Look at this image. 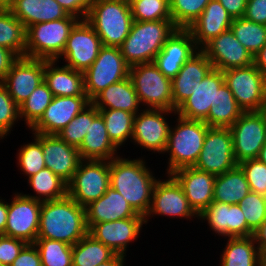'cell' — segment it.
Instances as JSON below:
<instances>
[{"label":"cell","mask_w":266,"mask_h":266,"mask_svg":"<svg viewBox=\"0 0 266 266\" xmlns=\"http://www.w3.org/2000/svg\"><path fill=\"white\" fill-rule=\"evenodd\" d=\"M124 257L123 255L115 254L110 260L100 263L97 266H123Z\"/></svg>","instance_id":"cell-59"},{"label":"cell","mask_w":266,"mask_h":266,"mask_svg":"<svg viewBox=\"0 0 266 266\" xmlns=\"http://www.w3.org/2000/svg\"><path fill=\"white\" fill-rule=\"evenodd\" d=\"M91 103L97 109H119L136 115L139 113L140 100L131 78L127 77L118 83L109 85Z\"/></svg>","instance_id":"cell-32"},{"label":"cell","mask_w":266,"mask_h":266,"mask_svg":"<svg viewBox=\"0 0 266 266\" xmlns=\"http://www.w3.org/2000/svg\"><path fill=\"white\" fill-rule=\"evenodd\" d=\"M42 266H73V246L57 240L36 239Z\"/></svg>","instance_id":"cell-42"},{"label":"cell","mask_w":266,"mask_h":266,"mask_svg":"<svg viewBox=\"0 0 266 266\" xmlns=\"http://www.w3.org/2000/svg\"><path fill=\"white\" fill-rule=\"evenodd\" d=\"M15 0H0V9H10Z\"/></svg>","instance_id":"cell-61"},{"label":"cell","mask_w":266,"mask_h":266,"mask_svg":"<svg viewBox=\"0 0 266 266\" xmlns=\"http://www.w3.org/2000/svg\"><path fill=\"white\" fill-rule=\"evenodd\" d=\"M212 69V63L201 49L184 63L171 79L173 111L192 95L195 83L201 82Z\"/></svg>","instance_id":"cell-26"},{"label":"cell","mask_w":266,"mask_h":266,"mask_svg":"<svg viewBox=\"0 0 266 266\" xmlns=\"http://www.w3.org/2000/svg\"><path fill=\"white\" fill-rule=\"evenodd\" d=\"M233 137V154L239 164L257 159L266 142V121L260 111L243 112L230 127Z\"/></svg>","instance_id":"cell-12"},{"label":"cell","mask_w":266,"mask_h":266,"mask_svg":"<svg viewBox=\"0 0 266 266\" xmlns=\"http://www.w3.org/2000/svg\"><path fill=\"white\" fill-rule=\"evenodd\" d=\"M198 217L206 219L210 228L219 236L248 237L254 234L247 226L239 204L230 205L213 201Z\"/></svg>","instance_id":"cell-24"},{"label":"cell","mask_w":266,"mask_h":266,"mask_svg":"<svg viewBox=\"0 0 266 266\" xmlns=\"http://www.w3.org/2000/svg\"><path fill=\"white\" fill-rule=\"evenodd\" d=\"M53 97L47 83L43 81L19 106V116L20 118H25L29 128L41 118L47 106L52 102Z\"/></svg>","instance_id":"cell-41"},{"label":"cell","mask_w":266,"mask_h":266,"mask_svg":"<svg viewBox=\"0 0 266 266\" xmlns=\"http://www.w3.org/2000/svg\"><path fill=\"white\" fill-rule=\"evenodd\" d=\"M129 68L119 47L103 46L93 64L83 72L88 99L92 101L109 85L129 77Z\"/></svg>","instance_id":"cell-8"},{"label":"cell","mask_w":266,"mask_h":266,"mask_svg":"<svg viewBox=\"0 0 266 266\" xmlns=\"http://www.w3.org/2000/svg\"><path fill=\"white\" fill-rule=\"evenodd\" d=\"M250 192L246 176L239 165L217 175L214 183L213 201L238 204Z\"/></svg>","instance_id":"cell-33"},{"label":"cell","mask_w":266,"mask_h":266,"mask_svg":"<svg viewBox=\"0 0 266 266\" xmlns=\"http://www.w3.org/2000/svg\"><path fill=\"white\" fill-rule=\"evenodd\" d=\"M11 266H42L40 254L34 243H27Z\"/></svg>","instance_id":"cell-51"},{"label":"cell","mask_w":266,"mask_h":266,"mask_svg":"<svg viewBox=\"0 0 266 266\" xmlns=\"http://www.w3.org/2000/svg\"><path fill=\"white\" fill-rule=\"evenodd\" d=\"M223 83V72L212 69L201 82L195 83L192 95L176 109V114L185 119L204 121L210 107L217 105L219 87Z\"/></svg>","instance_id":"cell-16"},{"label":"cell","mask_w":266,"mask_h":266,"mask_svg":"<svg viewBox=\"0 0 266 266\" xmlns=\"http://www.w3.org/2000/svg\"><path fill=\"white\" fill-rule=\"evenodd\" d=\"M177 27L172 19L133 21L129 35L119 46L129 66L152 63Z\"/></svg>","instance_id":"cell-3"},{"label":"cell","mask_w":266,"mask_h":266,"mask_svg":"<svg viewBox=\"0 0 266 266\" xmlns=\"http://www.w3.org/2000/svg\"><path fill=\"white\" fill-rule=\"evenodd\" d=\"M261 266H266V251L261 253Z\"/></svg>","instance_id":"cell-63"},{"label":"cell","mask_w":266,"mask_h":266,"mask_svg":"<svg viewBox=\"0 0 266 266\" xmlns=\"http://www.w3.org/2000/svg\"><path fill=\"white\" fill-rule=\"evenodd\" d=\"M232 22V16L221 3L218 0H210L188 30L191 32L197 47L202 49L213 38L230 29Z\"/></svg>","instance_id":"cell-28"},{"label":"cell","mask_w":266,"mask_h":266,"mask_svg":"<svg viewBox=\"0 0 266 266\" xmlns=\"http://www.w3.org/2000/svg\"><path fill=\"white\" fill-rule=\"evenodd\" d=\"M232 18L243 17L246 10L247 0H218Z\"/></svg>","instance_id":"cell-55"},{"label":"cell","mask_w":266,"mask_h":266,"mask_svg":"<svg viewBox=\"0 0 266 266\" xmlns=\"http://www.w3.org/2000/svg\"><path fill=\"white\" fill-rule=\"evenodd\" d=\"M19 57L8 48L0 46V82H2L11 69L12 64Z\"/></svg>","instance_id":"cell-54"},{"label":"cell","mask_w":266,"mask_h":266,"mask_svg":"<svg viewBox=\"0 0 266 266\" xmlns=\"http://www.w3.org/2000/svg\"><path fill=\"white\" fill-rule=\"evenodd\" d=\"M129 77L140 103H146L147 107L152 109L173 111L171 79L166 77L154 62L130 66Z\"/></svg>","instance_id":"cell-7"},{"label":"cell","mask_w":266,"mask_h":266,"mask_svg":"<svg viewBox=\"0 0 266 266\" xmlns=\"http://www.w3.org/2000/svg\"><path fill=\"white\" fill-rule=\"evenodd\" d=\"M210 0H171L170 15L177 28L188 29Z\"/></svg>","instance_id":"cell-44"},{"label":"cell","mask_w":266,"mask_h":266,"mask_svg":"<svg viewBox=\"0 0 266 266\" xmlns=\"http://www.w3.org/2000/svg\"><path fill=\"white\" fill-rule=\"evenodd\" d=\"M163 1H165L170 6L171 0H163Z\"/></svg>","instance_id":"cell-64"},{"label":"cell","mask_w":266,"mask_h":266,"mask_svg":"<svg viewBox=\"0 0 266 266\" xmlns=\"http://www.w3.org/2000/svg\"><path fill=\"white\" fill-rule=\"evenodd\" d=\"M181 185L194 211L199 215L213 202L216 176L194 167H183L171 174Z\"/></svg>","instance_id":"cell-25"},{"label":"cell","mask_w":266,"mask_h":266,"mask_svg":"<svg viewBox=\"0 0 266 266\" xmlns=\"http://www.w3.org/2000/svg\"><path fill=\"white\" fill-rule=\"evenodd\" d=\"M242 113L243 110L237 104L233 93L223 83L219 87L218 103L210 107L204 122L209 127L230 128Z\"/></svg>","instance_id":"cell-35"},{"label":"cell","mask_w":266,"mask_h":266,"mask_svg":"<svg viewBox=\"0 0 266 266\" xmlns=\"http://www.w3.org/2000/svg\"><path fill=\"white\" fill-rule=\"evenodd\" d=\"M260 112L262 113V115L264 116L265 121H266V98H265V100H264V102L262 104Z\"/></svg>","instance_id":"cell-62"},{"label":"cell","mask_w":266,"mask_h":266,"mask_svg":"<svg viewBox=\"0 0 266 266\" xmlns=\"http://www.w3.org/2000/svg\"><path fill=\"white\" fill-rule=\"evenodd\" d=\"M45 60L19 57L1 82L13 101L20 106L44 81Z\"/></svg>","instance_id":"cell-15"},{"label":"cell","mask_w":266,"mask_h":266,"mask_svg":"<svg viewBox=\"0 0 266 266\" xmlns=\"http://www.w3.org/2000/svg\"><path fill=\"white\" fill-rule=\"evenodd\" d=\"M257 159L266 165V142L263 147L260 149Z\"/></svg>","instance_id":"cell-60"},{"label":"cell","mask_w":266,"mask_h":266,"mask_svg":"<svg viewBox=\"0 0 266 266\" xmlns=\"http://www.w3.org/2000/svg\"><path fill=\"white\" fill-rule=\"evenodd\" d=\"M56 1L69 15H72L78 19L86 18L90 4L92 2V0H56Z\"/></svg>","instance_id":"cell-53"},{"label":"cell","mask_w":266,"mask_h":266,"mask_svg":"<svg viewBox=\"0 0 266 266\" xmlns=\"http://www.w3.org/2000/svg\"><path fill=\"white\" fill-rule=\"evenodd\" d=\"M222 72L224 83L243 112L260 111L266 98V76L254 64Z\"/></svg>","instance_id":"cell-10"},{"label":"cell","mask_w":266,"mask_h":266,"mask_svg":"<svg viewBox=\"0 0 266 266\" xmlns=\"http://www.w3.org/2000/svg\"><path fill=\"white\" fill-rule=\"evenodd\" d=\"M85 215L88 230L100 222L144 217L137 214L126 199L112 187H109L102 197L85 206Z\"/></svg>","instance_id":"cell-27"},{"label":"cell","mask_w":266,"mask_h":266,"mask_svg":"<svg viewBox=\"0 0 266 266\" xmlns=\"http://www.w3.org/2000/svg\"><path fill=\"white\" fill-rule=\"evenodd\" d=\"M105 122L108 136L118 148L132 137L135 114L119 109H98Z\"/></svg>","instance_id":"cell-39"},{"label":"cell","mask_w":266,"mask_h":266,"mask_svg":"<svg viewBox=\"0 0 266 266\" xmlns=\"http://www.w3.org/2000/svg\"><path fill=\"white\" fill-rule=\"evenodd\" d=\"M9 10L25 28L69 15L56 0H15Z\"/></svg>","instance_id":"cell-29"},{"label":"cell","mask_w":266,"mask_h":266,"mask_svg":"<svg viewBox=\"0 0 266 266\" xmlns=\"http://www.w3.org/2000/svg\"><path fill=\"white\" fill-rule=\"evenodd\" d=\"M170 176V177H169ZM166 181L155 184L151 205L145 216V224L152 213L171 217L190 218L198 214L190 206L184 191L178 181L170 174Z\"/></svg>","instance_id":"cell-21"},{"label":"cell","mask_w":266,"mask_h":266,"mask_svg":"<svg viewBox=\"0 0 266 266\" xmlns=\"http://www.w3.org/2000/svg\"><path fill=\"white\" fill-rule=\"evenodd\" d=\"M237 165L233 154V137L230 128L210 127L193 167L217 176Z\"/></svg>","instance_id":"cell-11"},{"label":"cell","mask_w":266,"mask_h":266,"mask_svg":"<svg viewBox=\"0 0 266 266\" xmlns=\"http://www.w3.org/2000/svg\"><path fill=\"white\" fill-rule=\"evenodd\" d=\"M56 60H45L44 81L53 96H82L85 94L83 72L69 66L55 67Z\"/></svg>","instance_id":"cell-30"},{"label":"cell","mask_w":266,"mask_h":266,"mask_svg":"<svg viewBox=\"0 0 266 266\" xmlns=\"http://www.w3.org/2000/svg\"><path fill=\"white\" fill-rule=\"evenodd\" d=\"M145 217H130L116 221L94 224L88 233L97 241L109 247L115 254L125 256L129 242L136 240Z\"/></svg>","instance_id":"cell-23"},{"label":"cell","mask_w":266,"mask_h":266,"mask_svg":"<svg viewBox=\"0 0 266 266\" xmlns=\"http://www.w3.org/2000/svg\"><path fill=\"white\" fill-rule=\"evenodd\" d=\"M90 103L87 95L54 96L41 118L30 129L34 133L57 135Z\"/></svg>","instance_id":"cell-17"},{"label":"cell","mask_w":266,"mask_h":266,"mask_svg":"<svg viewBox=\"0 0 266 266\" xmlns=\"http://www.w3.org/2000/svg\"><path fill=\"white\" fill-rule=\"evenodd\" d=\"M253 237L255 239V244L258 243V248L260 253L266 251V220L261 224V226L254 232Z\"/></svg>","instance_id":"cell-56"},{"label":"cell","mask_w":266,"mask_h":266,"mask_svg":"<svg viewBox=\"0 0 266 266\" xmlns=\"http://www.w3.org/2000/svg\"><path fill=\"white\" fill-rule=\"evenodd\" d=\"M201 50L216 70L224 71L253 64V55L237 40L231 29L213 38Z\"/></svg>","instance_id":"cell-20"},{"label":"cell","mask_w":266,"mask_h":266,"mask_svg":"<svg viewBox=\"0 0 266 266\" xmlns=\"http://www.w3.org/2000/svg\"><path fill=\"white\" fill-rule=\"evenodd\" d=\"M110 187L108 160H81L67 184V195L81 206L102 197Z\"/></svg>","instance_id":"cell-9"},{"label":"cell","mask_w":266,"mask_h":266,"mask_svg":"<svg viewBox=\"0 0 266 266\" xmlns=\"http://www.w3.org/2000/svg\"><path fill=\"white\" fill-rule=\"evenodd\" d=\"M237 40L255 56L266 44V25L254 23L244 17L234 18L230 26Z\"/></svg>","instance_id":"cell-40"},{"label":"cell","mask_w":266,"mask_h":266,"mask_svg":"<svg viewBox=\"0 0 266 266\" xmlns=\"http://www.w3.org/2000/svg\"><path fill=\"white\" fill-rule=\"evenodd\" d=\"M133 21L172 19L170 6L163 0H129Z\"/></svg>","instance_id":"cell-45"},{"label":"cell","mask_w":266,"mask_h":266,"mask_svg":"<svg viewBox=\"0 0 266 266\" xmlns=\"http://www.w3.org/2000/svg\"><path fill=\"white\" fill-rule=\"evenodd\" d=\"M245 19L266 25V0H247Z\"/></svg>","instance_id":"cell-52"},{"label":"cell","mask_w":266,"mask_h":266,"mask_svg":"<svg viewBox=\"0 0 266 266\" xmlns=\"http://www.w3.org/2000/svg\"><path fill=\"white\" fill-rule=\"evenodd\" d=\"M253 236L229 237L221 266H261V253Z\"/></svg>","instance_id":"cell-34"},{"label":"cell","mask_w":266,"mask_h":266,"mask_svg":"<svg viewBox=\"0 0 266 266\" xmlns=\"http://www.w3.org/2000/svg\"><path fill=\"white\" fill-rule=\"evenodd\" d=\"M199 49L188 29L177 28L156 55L154 64L166 77L172 79Z\"/></svg>","instance_id":"cell-22"},{"label":"cell","mask_w":266,"mask_h":266,"mask_svg":"<svg viewBox=\"0 0 266 266\" xmlns=\"http://www.w3.org/2000/svg\"><path fill=\"white\" fill-rule=\"evenodd\" d=\"M78 151L83 160L110 161L116 158L117 147L110 140L104 119L100 114L93 121H89V129Z\"/></svg>","instance_id":"cell-31"},{"label":"cell","mask_w":266,"mask_h":266,"mask_svg":"<svg viewBox=\"0 0 266 266\" xmlns=\"http://www.w3.org/2000/svg\"><path fill=\"white\" fill-rule=\"evenodd\" d=\"M19 106L13 101L6 87L0 82V138L8 132L19 118ZM3 137V138H2Z\"/></svg>","instance_id":"cell-48"},{"label":"cell","mask_w":266,"mask_h":266,"mask_svg":"<svg viewBox=\"0 0 266 266\" xmlns=\"http://www.w3.org/2000/svg\"><path fill=\"white\" fill-rule=\"evenodd\" d=\"M238 204L247 226L255 232L266 220V196L250 191Z\"/></svg>","instance_id":"cell-46"},{"label":"cell","mask_w":266,"mask_h":266,"mask_svg":"<svg viewBox=\"0 0 266 266\" xmlns=\"http://www.w3.org/2000/svg\"><path fill=\"white\" fill-rule=\"evenodd\" d=\"M33 134L42 144L46 168L68 184L82 160L78 148L67 144L58 135Z\"/></svg>","instance_id":"cell-19"},{"label":"cell","mask_w":266,"mask_h":266,"mask_svg":"<svg viewBox=\"0 0 266 266\" xmlns=\"http://www.w3.org/2000/svg\"><path fill=\"white\" fill-rule=\"evenodd\" d=\"M115 253L87 233L72 248L73 266H97L110 260Z\"/></svg>","instance_id":"cell-36"},{"label":"cell","mask_w":266,"mask_h":266,"mask_svg":"<svg viewBox=\"0 0 266 266\" xmlns=\"http://www.w3.org/2000/svg\"><path fill=\"white\" fill-rule=\"evenodd\" d=\"M34 142L28 143L19 149V166L28 177L45 168V159L43 158L42 144L34 138Z\"/></svg>","instance_id":"cell-47"},{"label":"cell","mask_w":266,"mask_h":266,"mask_svg":"<svg viewBox=\"0 0 266 266\" xmlns=\"http://www.w3.org/2000/svg\"><path fill=\"white\" fill-rule=\"evenodd\" d=\"M141 159L113 158L109 161L110 187L119 192L142 216H146L157 179ZM151 172V173H150Z\"/></svg>","instance_id":"cell-2"},{"label":"cell","mask_w":266,"mask_h":266,"mask_svg":"<svg viewBox=\"0 0 266 266\" xmlns=\"http://www.w3.org/2000/svg\"><path fill=\"white\" fill-rule=\"evenodd\" d=\"M27 243L21 239L0 235V263L11 266Z\"/></svg>","instance_id":"cell-50"},{"label":"cell","mask_w":266,"mask_h":266,"mask_svg":"<svg viewBox=\"0 0 266 266\" xmlns=\"http://www.w3.org/2000/svg\"><path fill=\"white\" fill-rule=\"evenodd\" d=\"M0 46L25 57L26 28L9 9H0Z\"/></svg>","instance_id":"cell-37"},{"label":"cell","mask_w":266,"mask_h":266,"mask_svg":"<svg viewBox=\"0 0 266 266\" xmlns=\"http://www.w3.org/2000/svg\"><path fill=\"white\" fill-rule=\"evenodd\" d=\"M85 20L103 46L119 47L133 23L129 0H92Z\"/></svg>","instance_id":"cell-4"},{"label":"cell","mask_w":266,"mask_h":266,"mask_svg":"<svg viewBox=\"0 0 266 266\" xmlns=\"http://www.w3.org/2000/svg\"><path fill=\"white\" fill-rule=\"evenodd\" d=\"M178 125L169 130L165 152H170L167 174L183 167H193L203 147L207 130L210 128L204 121L189 120L178 116Z\"/></svg>","instance_id":"cell-5"},{"label":"cell","mask_w":266,"mask_h":266,"mask_svg":"<svg viewBox=\"0 0 266 266\" xmlns=\"http://www.w3.org/2000/svg\"><path fill=\"white\" fill-rule=\"evenodd\" d=\"M7 214H8V203H4L0 199V235L5 233V228L7 224Z\"/></svg>","instance_id":"cell-58"},{"label":"cell","mask_w":266,"mask_h":266,"mask_svg":"<svg viewBox=\"0 0 266 266\" xmlns=\"http://www.w3.org/2000/svg\"><path fill=\"white\" fill-rule=\"evenodd\" d=\"M30 186L34 189L38 196L26 197L44 202L58 200L67 196V183L54 174L49 168H43L36 174L28 178ZM41 196H43L41 198Z\"/></svg>","instance_id":"cell-38"},{"label":"cell","mask_w":266,"mask_h":266,"mask_svg":"<svg viewBox=\"0 0 266 266\" xmlns=\"http://www.w3.org/2000/svg\"><path fill=\"white\" fill-rule=\"evenodd\" d=\"M171 112L176 115V111L152 108L136 114L132 132L134 142L148 150L165 153L170 127L163 115Z\"/></svg>","instance_id":"cell-18"},{"label":"cell","mask_w":266,"mask_h":266,"mask_svg":"<svg viewBox=\"0 0 266 266\" xmlns=\"http://www.w3.org/2000/svg\"><path fill=\"white\" fill-rule=\"evenodd\" d=\"M79 20L68 15L64 19L27 27L25 57L57 61L66 46L71 30Z\"/></svg>","instance_id":"cell-6"},{"label":"cell","mask_w":266,"mask_h":266,"mask_svg":"<svg viewBox=\"0 0 266 266\" xmlns=\"http://www.w3.org/2000/svg\"><path fill=\"white\" fill-rule=\"evenodd\" d=\"M253 64L266 76V44L253 56Z\"/></svg>","instance_id":"cell-57"},{"label":"cell","mask_w":266,"mask_h":266,"mask_svg":"<svg viewBox=\"0 0 266 266\" xmlns=\"http://www.w3.org/2000/svg\"><path fill=\"white\" fill-rule=\"evenodd\" d=\"M238 165L246 176L250 191L266 196V165L258 159H248Z\"/></svg>","instance_id":"cell-49"},{"label":"cell","mask_w":266,"mask_h":266,"mask_svg":"<svg viewBox=\"0 0 266 266\" xmlns=\"http://www.w3.org/2000/svg\"><path fill=\"white\" fill-rule=\"evenodd\" d=\"M87 233L85 207L71 197L42 202L37 239L57 240L73 246Z\"/></svg>","instance_id":"cell-1"},{"label":"cell","mask_w":266,"mask_h":266,"mask_svg":"<svg viewBox=\"0 0 266 266\" xmlns=\"http://www.w3.org/2000/svg\"><path fill=\"white\" fill-rule=\"evenodd\" d=\"M102 41L85 20L80 19L70 32L66 46L61 54L70 68L84 72L98 57Z\"/></svg>","instance_id":"cell-13"},{"label":"cell","mask_w":266,"mask_h":266,"mask_svg":"<svg viewBox=\"0 0 266 266\" xmlns=\"http://www.w3.org/2000/svg\"><path fill=\"white\" fill-rule=\"evenodd\" d=\"M99 115V110L90 103L77 114L57 135L67 144L79 148L89 129V121Z\"/></svg>","instance_id":"cell-43"},{"label":"cell","mask_w":266,"mask_h":266,"mask_svg":"<svg viewBox=\"0 0 266 266\" xmlns=\"http://www.w3.org/2000/svg\"><path fill=\"white\" fill-rule=\"evenodd\" d=\"M42 202L15 194L8 204L7 224L3 235L34 243L37 239Z\"/></svg>","instance_id":"cell-14"}]
</instances>
